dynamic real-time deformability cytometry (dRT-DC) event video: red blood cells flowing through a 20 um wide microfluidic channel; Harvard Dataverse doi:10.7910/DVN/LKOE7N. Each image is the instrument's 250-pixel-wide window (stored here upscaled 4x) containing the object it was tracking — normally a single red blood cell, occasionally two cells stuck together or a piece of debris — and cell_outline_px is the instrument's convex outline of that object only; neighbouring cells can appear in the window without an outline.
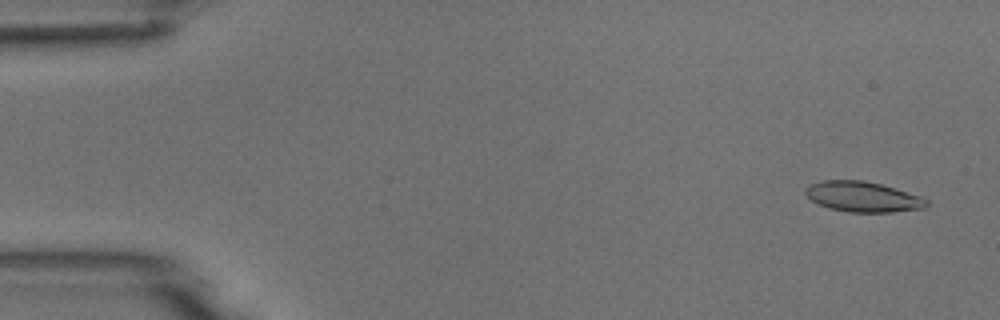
{"species": "common noctule bat (a hibernating species)", "species_latin": "Nyctalus noctula", "temperature_condition": "room temperature", "stored_images_in_passage": 4, "camera_frame_rate_fps": 3000, "um_per_image_px": 0.085, "animal": {"sex": "male", "body_mass_g": 18.8}, "frame": {"image": 1, "passage_image": 1, "time_ms": 0.0, "image_size_px": [1000, 320], "cell_outline_px": [[928, 204], [924, 208], [892, 212], [848, 212], [828, 208], [816, 204], [804, 192], [804, 188], [812, 184], [824, 180], [864, 180], [880, 184], [920, 196], [928, 200]], "centroid_in_image_um": [73.31, 16.73], "position_along_channel_um": 11.7, "area_um2": 21.33}}
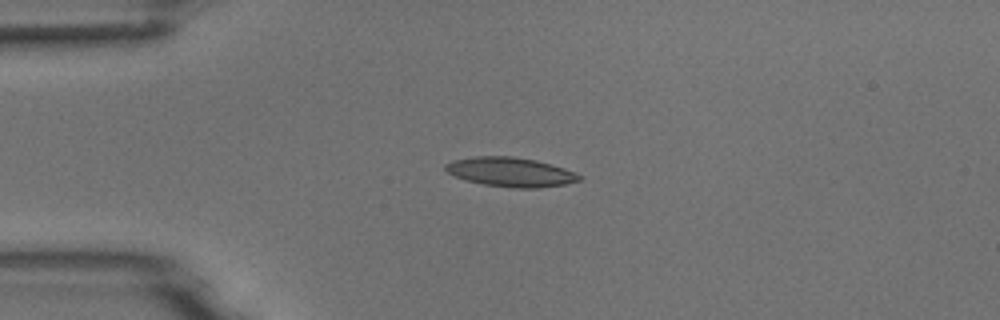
{"frame": {"image": 2, "passage_image": 4, "time_ms": 3.333, "image_size_px": [1000, 320], "cell_outline_px": [[580, 180], [564, 184], [536, 188], [512, 188], [484, 184], [464, 180], [448, 172], [444, 168], [444, 164], [452, 160], [476, 156], [512, 156], [536, 160], [564, 168], [580, 176]], "centroid_in_image_um": [43.34, 14.62], "position_along_channel_um": 41.7, "area_um2": 22.66}}